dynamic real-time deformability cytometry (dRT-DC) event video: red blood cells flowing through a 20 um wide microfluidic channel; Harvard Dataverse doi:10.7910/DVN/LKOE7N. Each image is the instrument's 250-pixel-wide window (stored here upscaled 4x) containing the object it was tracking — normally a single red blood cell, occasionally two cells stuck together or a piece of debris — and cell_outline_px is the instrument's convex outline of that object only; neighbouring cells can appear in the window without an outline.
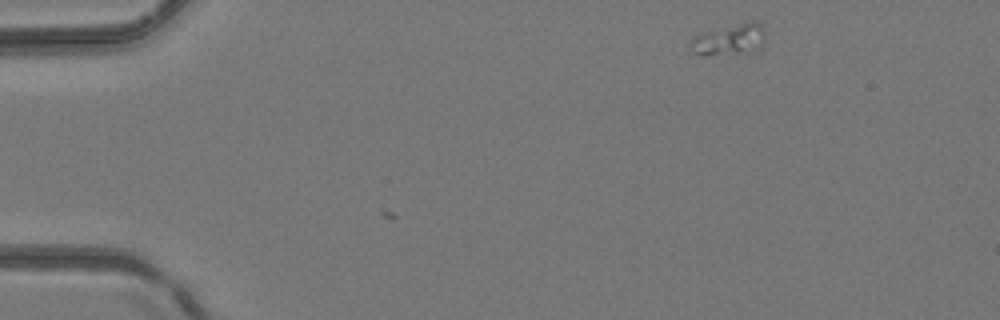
{"species": "common noctule bat (a hibernating species)", "species_latin": "Nyctalus noctula", "temperature_condition": "room temperature", "stored_images_in_passage": 3, "camera_frame_rate_fps": 3000, "um_per_image_px": 0.085, "animal": {"sex": "female", "body_mass_g": 24.6, "forearm_length_mm": 56.2}, "frame": {"image": 1, "passage_image": 1, "time_ms": 0.0, "image_size_px": [1000, 320], "cell_outline_px": [[764, 40], [748, 52], [700, 56], [692, 52], [688, 44], [692, 36], [748, 20], [756, 20], [760, 24], [764, 32]], "centroid_in_image_um": [61.91, 3.35], "position_along_channel_um": 23.1, "area_um2": 13.47}}